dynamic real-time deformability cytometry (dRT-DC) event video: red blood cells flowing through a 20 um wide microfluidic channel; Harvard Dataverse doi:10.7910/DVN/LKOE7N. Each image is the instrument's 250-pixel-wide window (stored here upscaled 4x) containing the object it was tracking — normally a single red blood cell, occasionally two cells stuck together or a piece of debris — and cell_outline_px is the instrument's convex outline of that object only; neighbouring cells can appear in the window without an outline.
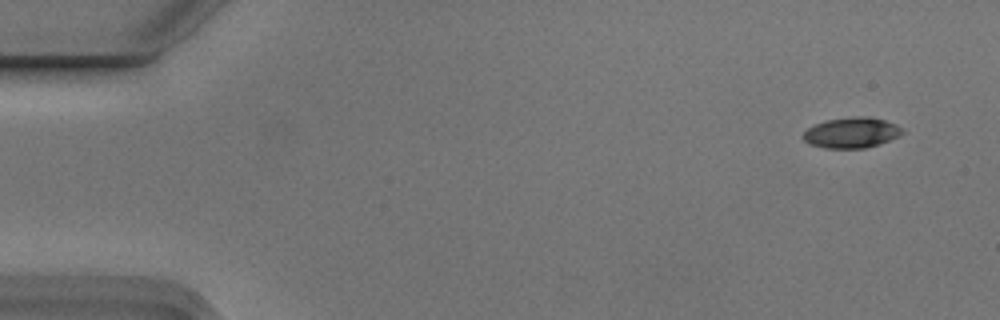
{"species": "Egyptian fruit bat (a non-hibernating species)", "species_latin": "Rousettus aegyptiacus", "temperature_condition": "cold", "stored_images_in_passage": 7, "camera_frame_rate_fps": 3000, "um_per_image_px": 0.085, "animal": {"sex": "male"}, "frame": {"image": 1, "passage_image": 1, "time_ms": 0.0, "image_size_px": [1000, 320], "cell_outline_px": [[904, 132], [900, 136], [864, 148], [824, 148], [808, 144], [800, 136], [808, 128], [824, 120], [856, 116], [868, 116], [884, 120], [896, 124]], "centroid_in_image_um": [72.33, 11.27], "position_along_channel_um": 12.7, "area_um2": 17.63}}
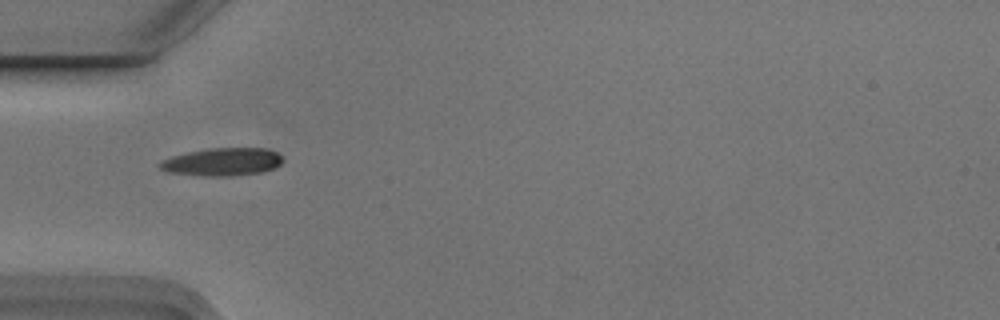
{"frame": {"image": 2, "passage_image": 5, "time_ms": 1.333, "image_size_px": [1000, 320], "cell_outline_px": [[284, 160], [280, 164], [272, 168], [260, 172], [228, 176], [208, 176], [168, 172], [160, 168], [156, 164], [172, 156], [188, 152], [208, 148], [268, 148], [276, 152]], "centroid_in_image_um": [18.89, 13.75], "position_along_channel_um": 66.1, "area_um2": 19.77}}
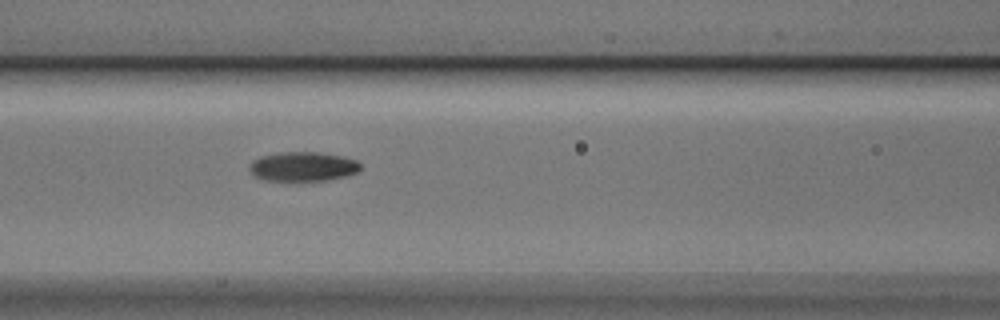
{"frame": {"image": 3, "passage_image": 7, "time_ms": 2.0, "image_size_px": [1000, 320], "cell_outline_px": [[360, 168], [356, 172], [344, 176], [324, 180], [264, 180], [256, 176], [248, 168], [248, 164], [252, 160], [260, 156], [280, 152], [320, 152], [340, 156], [356, 160], [360, 164]], "centroid_in_image_um": [25.7, 14.14], "position_along_channel_um": 140.9, "area_um2": 18.79}}